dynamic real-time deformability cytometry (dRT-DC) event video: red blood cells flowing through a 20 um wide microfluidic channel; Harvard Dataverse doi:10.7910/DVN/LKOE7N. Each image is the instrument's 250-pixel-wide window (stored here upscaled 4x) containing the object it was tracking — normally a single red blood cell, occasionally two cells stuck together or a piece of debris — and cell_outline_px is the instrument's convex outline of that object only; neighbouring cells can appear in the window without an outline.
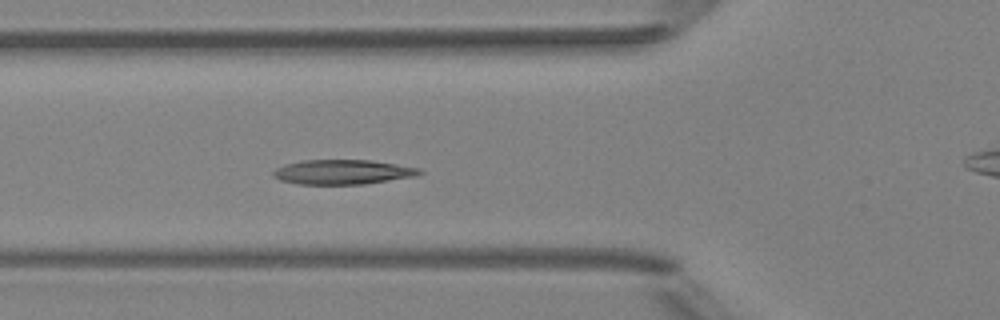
{"species": "Egyptian fruit bat (a non-hibernating species)", "species_latin": "Rousettus aegyptiacus", "temperature_condition": "room temperature", "stored_images_in_passage": 5, "camera_frame_rate_fps": 3000, "um_per_image_px": 0.085, "animal": {"sex": "female"}, "frame": {"image": 1, "passage_image": 4, "time_ms": 3.333, "image_size_px": [1000, 320], "cell_outline_px": [[424, 172], [416, 176], [364, 184], [300, 184], [280, 180], [272, 176], [272, 172], [276, 168], [284, 164], [300, 160], [372, 160], [420, 168]], "centroid_in_image_um": [29.11, 14.61], "position_along_channel_um": 96.7, "area_um2": 21.1}}